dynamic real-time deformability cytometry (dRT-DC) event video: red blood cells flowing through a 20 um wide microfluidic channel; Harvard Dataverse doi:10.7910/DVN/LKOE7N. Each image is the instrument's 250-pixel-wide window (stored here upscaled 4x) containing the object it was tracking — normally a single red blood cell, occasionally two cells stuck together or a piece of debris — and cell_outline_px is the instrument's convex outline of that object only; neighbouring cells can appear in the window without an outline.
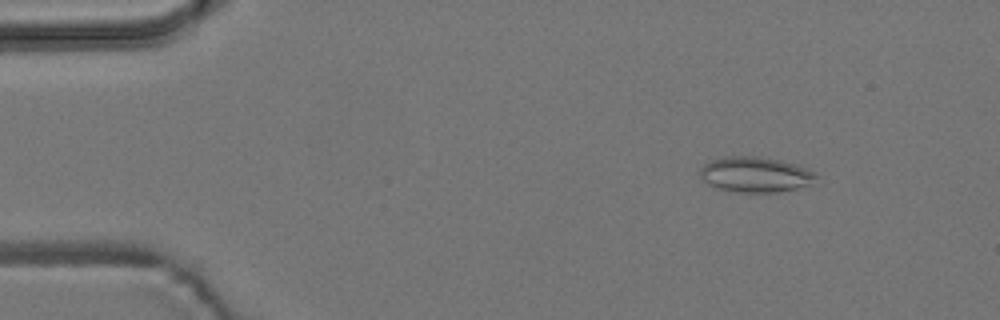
{"species": "common noctule bat (a hibernating species)", "species_latin": "Nyctalus noctula", "temperature_condition": "room temperature", "stored_images_in_passage": 4, "camera_frame_rate_fps": 3000, "um_per_image_px": 0.085, "animal": {"sex": "male", "body_mass_g": 19.2, "forearm_length_mm": 51.8}, "frame": {"image": 1, "passage_image": 1, "time_ms": 0.0, "image_size_px": [1000, 320], "cell_outline_px": [[816, 176], [808, 184], [796, 188], [776, 192], [736, 192], [716, 188], [708, 184], [700, 176], [700, 168], [704, 164], [712, 160], [724, 156], [756, 156], [780, 160], [796, 164], [816, 172]], "centroid_in_image_um": [64.16, 14.82], "position_along_channel_um": 20.8, "area_um2": 23.76}}
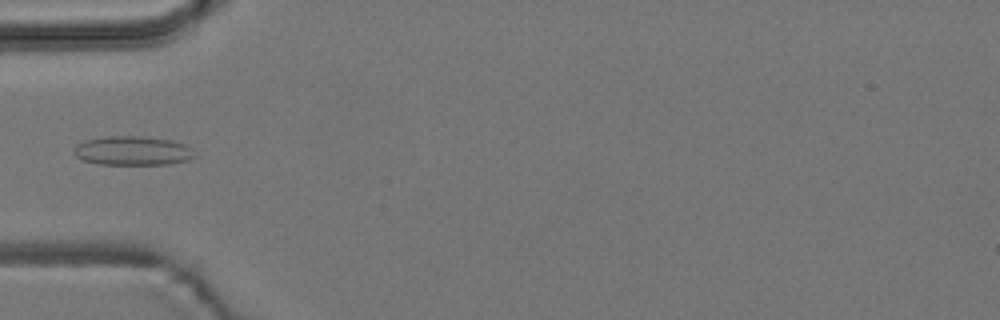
{"frame": {"image": 2, "passage_image": 4, "time_ms": 3.667, "image_size_px": [1000, 320], "cell_outline_px": [[196, 156], [188, 160], [172, 164], [100, 164], [84, 160], [76, 156], [72, 152], [72, 148], [76, 144], [84, 140], [108, 136], [140, 136], [172, 140], [184, 144], [192, 148]], "centroid_in_image_um": [11.27, 12.81], "position_along_channel_um": 73.7, "area_um2": 20.63}}